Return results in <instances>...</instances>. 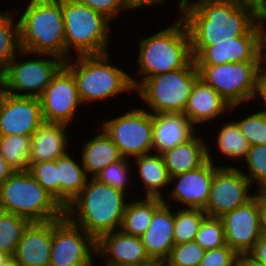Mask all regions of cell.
Here are the masks:
<instances>
[{
    "mask_svg": "<svg viewBox=\"0 0 266 266\" xmlns=\"http://www.w3.org/2000/svg\"><path fill=\"white\" fill-rule=\"evenodd\" d=\"M195 242L204 250L225 246V230L221 217L206 216L196 234Z\"/></svg>",
    "mask_w": 266,
    "mask_h": 266,
    "instance_id": "obj_38",
    "label": "cell"
},
{
    "mask_svg": "<svg viewBox=\"0 0 266 266\" xmlns=\"http://www.w3.org/2000/svg\"><path fill=\"white\" fill-rule=\"evenodd\" d=\"M167 1L168 0H128L130 12H131V10H133V12H134V10L136 11V9L139 10V8L143 9V8L149 7V6H151V8L153 6H155V7L157 6V8H158V6H161V5L164 6V3H167ZM190 2H191V0H178L177 3H175V4H177L176 5L178 8L177 11L179 12L177 19L183 18L185 11H186V8L190 4Z\"/></svg>",
    "mask_w": 266,
    "mask_h": 266,
    "instance_id": "obj_43",
    "label": "cell"
},
{
    "mask_svg": "<svg viewBox=\"0 0 266 266\" xmlns=\"http://www.w3.org/2000/svg\"><path fill=\"white\" fill-rule=\"evenodd\" d=\"M263 62H230L218 65H196L199 78L211 86L229 105H248L260 91ZM256 99V100H255Z\"/></svg>",
    "mask_w": 266,
    "mask_h": 266,
    "instance_id": "obj_9",
    "label": "cell"
},
{
    "mask_svg": "<svg viewBox=\"0 0 266 266\" xmlns=\"http://www.w3.org/2000/svg\"><path fill=\"white\" fill-rule=\"evenodd\" d=\"M261 211V191H258L246 204L221 217L226 244L237 254L249 253L261 237Z\"/></svg>",
    "mask_w": 266,
    "mask_h": 266,
    "instance_id": "obj_15",
    "label": "cell"
},
{
    "mask_svg": "<svg viewBox=\"0 0 266 266\" xmlns=\"http://www.w3.org/2000/svg\"><path fill=\"white\" fill-rule=\"evenodd\" d=\"M110 54L72 56L64 62L74 76L84 106L134 92L129 71L112 65Z\"/></svg>",
    "mask_w": 266,
    "mask_h": 266,
    "instance_id": "obj_5",
    "label": "cell"
},
{
    "mask_svg": "<svg viewBox=\"0 0 266 266\" xmlns=\"http://www.w3.org/2000/svg\"><path fill=\"white\" fill-rule=\"evenodd\" d=\"M241 164L246 165V168L243 165L240 170L250 181L255 191L266 190V145L250 146L247 157Z\"/></svg>",
    "mask_w": 266,
    "mask_h": 266,
    "instance_id": "obj_36",
    "label": "cell"
},
{
    "mask_svg": "<svg viewBox=\"0 0 266 266\" xmlns=\"http://www.w3.org/2000/svg\"><path fill=\"white\" fill-rule=\"evenodd\" d=\"M204 253L195 241L175 244L164 263L167 266H199Z\"/></svg>",
    "mask_w": 266,
    "mask_h": 266,
    "instance_id": "obj_39",
    "label": "cell"
},
{
    "mask_svg": "<svg viewBox=\"0 0 266 266\" xmlns=\"http://www.w3.org/2000/svg\"><path fill=\"white\" fill-rule=\"evenodd\" d=\"M31 136H0V153L14 171H28L30 165Z\"/></svg>",
    "mask_w": 266,
    "mask_h": 266,
    "instance_id": "obj_32",
    "label": "cell"
},
{
    "mask_svg": "<svg viewBox=\"0 0 266 266\" xmlns=\"http://www.w3.org/2000/svg\"><path fill=\"white\" fill-rule=\"evenodd\" d=\"M218 168V165L208 160L199 168L170 178V185L173 187L166 193L163 202L174 205L173 207L179 204V208L204 209L208 203L211 183Z\"/></svg>",
    "mask_w": 266,
    "mask_h": 266,
    "instance_id": "obj_16",
    "label": "cell"
},
{
    "mask_svg": "<svg viewBox=\"0 0 266 266\" xmlns=\"http://www.w3.org/2000/svg\"><path fill=\"white\" fill-rule=\"evenodd\" d=\"M152 152L162 153L188 140L197 130L183 113L152 114Z\"/></svg>",
    "mask_w": 266,
    "mask_h": 266,
    "instance_id": "obj_24",
    "label": "cell"
},
{
    "mask_svg": "<svg viewBox=\"0 0 266 266\" xmlns=\"http://www.w3.org/2000/svg\"><path fill=\"white\" fill-rule=\"evenodd\" d=\"M72 155L74 154L70 153L69 150L56 159L58 168V202L64 209L80 194L89 178L81 159L77 161L74 157L78 156L72 157Z\"/></svg>",
    "mask_w": 266,
    "mask_h": 266,
    "instance_id": "obj_29",
    "label": "cell"
},
{
    "mask_svg": "<svg viewBox=\"0 0 266 266\" xmlns=\"http://www.w3.org/2000/svg\"><path fill=\"white\" fill-rule=\"evenodd\" d=\"M1 266H20L14 255H9Z\"/></svg>",
    "mask_w": 266,
    "mask_h": 266,
    "instance_id": "obj_50",
    "label": "cell"
},
{
    "mask_svg": "<svg viewBox=\"0 0 266 266\" xmlns=\"http://www.w3.org/2000/svg\"><path fill=\"white\" fill-rule=\"evenodd\" d=\"M133 172L137 175V179H140L139 185L136 186H144L142 188L144 190L143 197H158L164 198L165 190L168 191L170 188V176L168 174L167 168L164 163V159L162 154L151 152L148 154L136 156L131 159ZM168 187V188H167ZM167 188V189H166Z\"/></svg>",
    "mask_w": 266,
    "mask_h": 266,
    "instance_id": "obj_27",
    "label": "cell"
},
{
    "mask_svg": "<svg viewBox=\"0 0 266 266\" xmlns=\"http://www.w3.org/2000/svg\"><path fill=\"white\" fill-rule=\"evenodd\" d=\"M15 8L0 11V71L21 51L19 23Z\"/></svg>",
    "mask_w": 266,
    "mask_h": 266,
    "instance_id": "obj_31",
    "label": "cell"
},
{
    "mask_svg": "<svg viewBox=\"0 0 266 266\" xmlns=\"http://www.w3.org/2000/svg\"><path fill=\"white\" fill-rule=\"evenodd\" d=\"M261 100V101H259ZM258 101L260 102V106H264L266 108V64L263 63L260 71V91Z\"/></svg>",
    "mask_w": 266,
    "mask_h": 266,
    "instance_id": "obj_46",
    "label": "cell"
},
{
    "mask_svg": "<svg viewBox=\"0 0 266 266\" xmlns=\"http://www.w3.org/2000/svg\"><path fill=\"white\" fill-rule=\"evenodd\" d=\"M207 216L200 208H174L175 244L195 241L200 225Z\"/></svg>",
    "mask_w": 266,
    "mask_h": 266,
    "instance_id": "obj_33",
    "label": "cell"
},
{
    "mask_svg": "<svg viewBox=\"0 0 266 266\" xmlns=\"http://www.w3.org/2000/svg\"><path fill=\"white\" fill-rule=\"evenodd\" d=\"M135 197L129 199L120 230L127 235L141 237L152 221L154 211L163 203L158 197Z\"/></svg>",
    "mask_w": 266,
    "mask_h": 266,
    "instance_id": "obj_30",
    "label": "cell"
},
{
    "mask_svg": "<svg viewBox=\"0 0 266 266\" xmlns=\"http://www.w3.org/2000/svg\"><path fill=\"white\" fill-rule=\"evenodd\" d=\"M195 65L232 62H263L261 35H243L205 47L195 58Z\"/></svg>",
    "mask_w": 266,
    "mask_h": 266,
    "instance_id": "obj_19",
    "label": "cell"
},
{
    "mask_svg": "<svg viewBox=\"0 0 266 266\" xmlns=\"http://www.w3.org/2000/svg\"><path fill=\"white\" fill-rule=\"evenodd\" d=\"M174 207L162 203L153 214L147 231L140 237L144 249L153 261L164 262L173 246Z\"/></svg>",
    "mask_w": 266,
    "mask_h": 266,
    "instance_id": "obj_21",
    "label": "cell"
},
{
    "mask_svg": "<svg viewBox=\"0 0 266 266\" xmlns=\"http://www.w3.org/2000/svg\"><path fill=\"white\" fill-rule=\"evenodd\" d=\"M52 220L31 222L18 242L15 257L20 266H49Z\"/></svg>",
    "mask_w": 266,
    "mask_h": 266,
    "instance_id": "obj_22",
    "label": "cell"
},
{
    "mask_svg": "<svg viewBox=\"0 0 266 266\" xmlns=\"http://www.w3.org/2000/svg\"><path fill=\"white\" fill-rule=\"evenodd\" d=\"M198 78V68L192 59L184 68L147 78L134 92L143 100L144 109L152 114L183 113Z\"/></svg>",
    "mask_w": 266,
    "mask_h": 266,
    "instance_id": "obj_8",
    "label": "cell"
},
{
    "mask_svg": "<svg viewBox=\"0 0 266 266\" xmlns=\"http://www.w3.org/2000/svg\"><path fill=\"white\" fill-rule=\"evenodd\" d=\"M8 256L9 254L0 250V266L4 263Z\"/></svg>",
    "mask_w": 266,
    "mask_h": 266,
    "instance_id": "obj_51",
    "label": "cell"
},
{
    "mask_svg": "<svg viewBox=\"0 0 266 266\" xmlns=\"http://www.w3.org/2000/svg\"><path fill=\"white\" fill-rule=\"evenodd\" d=\"M173 21L170 26L137 41V68L135 75L130 73L134 90L147 78L184 68L193 59L185 22Z\"/></svg>",
    "mask_w": 266,
    "mask_h": 266,
    "instance_id": "obj_2",
    "label": "cell"
},
{
    "mask_svg": "<svg viewBox=\"0 0 266 266\" xmlns=\"http://www.w3.org/2000/svg\"><path fill=\"white\" fill-rule=\"evenodd\" d=\"M226 122L223 118V121L221 120V122H224L218 129V132L216 131L215 134H217V137L215 135L214 137V141L216 142H212L216 143L214 146H212V144L210 145V141L207 142V159L212 162L213 164L216 163V165H218L219 167H225L226 163L223 164V162H221L222 158L224 157L227 161H231L232 163L234 162V160L237 162L236 164L239 165L240 162L243 163V161L245 160V158L247 157L248 154V150L250 149V144L247 141V139L241 134L239 126L237 124V122L235 121L236 117L233 118L232 120L225 118ZM217 138V139H216ZM210 145V146H209ZM217 145V146H216ZM213 148H210V147ZM213 149H215L216 151H218L217 153L219 155H222V158L220 159L219 162H216L215 157H221L218 156L216 154L213 155L212 152ZM222 165H221V163ZM218 163V164H217Z\"/></svg>",
    "mask_w": 266,
    "mask_h": 266,
    "instance_id": "obj_26",
    "label": "cell"
},
{
    "mask_svg": "<svg viewBox=\"0 0 266 266\" xmlns=\"http://www.w3.org/2000/svg\"><path fill=\"white\" fill-rule=\"evenodd\" d=\"M238 254L227 244L220 248L205 250L199 266H236Z\"/></svg>",
    "mask_w": 266,
    "mask_h": 266,
    "instance_id": "obj_42",
    "label": "cell"
},
{
    "mask_svg": "<svg viewBox=\"0 0 266 266\" xmlns=\"http://www.w3.org/2000/svg\"><path fill=\"white\" fill-rule=\"evenodd\" d=\"M261 0H192L185 22L194 59L205 47L243 35H261Z\"/></svg>",
    "mask_w": 266,
    "mask_h": 266,
    "instance_id": "obj_1",
    "label": "cell"
},
{
    "mask_svg": "<svg viewBox=\"0 0 266 266\" xmlns=\"http://www.w3.org/2000/svg\"><path fill=\"white\" fill-rule=\"evenodd\" d=\"M1 91H2V78H1V71H0V94H1Z\"/></svg>",
    "mask_w": 266,
    "mask_h": 266,
    "instance_id": "obj_53",
    "label": "cell"
},
{
    "mask_svg": "<svg viewBox=\"0 0 266 266\" xmlns=\"http://www.w3.org/2000/svg\"><path fill=\"white\" fill-rule=\"evenodd\" d=\"M15 11L19 18L20 49L53 55L66 62L64 20L61 0H29ZM23 11V12H22ZM19 12V14H18Z\"/></svg>",
    "mask_w": 266,
    "mask_h": 266,
    "instance_id": "obj_4",
    "label": "cell"
},
{
    "mask_svg": "<svg viewBox=\"0 0 266 266\" xmlns=\"http://www.w3.org/2000/svg\"><path fill=\"white\" fill-rule=\"evenodd\" d=\"M104 15L111 22L115 17H120L126 11H130L128 0H76ZM124 12V13H123Z\"/></svg>",
    "mask_w": 266,
    "mask_h": 266,
    "instance_id": "obj_41",
    "label": "cell"
},
{
    "mask_svg": "<svg viewBox=\"0 0 266 266\" xmlns=\"http://www.w3.org/2000/svg\"><path fill=\"white\" fill-rule=\"evenodd\" d=\"M61 10L66 61L75 55H101L111 52L109 43L114 22L76 0H61Z\"/></svg>",
    "mask_w": 266,
    "mask_h": 266,
    "instance_id": "obj_6",
    "label": "cell"
},
{
    "mask_svg": "<svg viewBox=\"0 0 266 266\" xmlns=\"http://www.w3.org/2000/svg\"><path fill=\"white\" fill-rule=\"evenodd\" d=\"M44 122L72 125L82 106L72 72L63 65L39 97Z\"/></svg>",
    "mask_w": 266,
    "mask_h": 266,
    "instance_id": "obj_14",
    "label": "cell"
},
{
    "mask_svg": "<svg viewBox=\"0 0 266 266\" xmlns=\"http://www.w3.org/2000/svg\"><path fill=\"white\" fill-rule=\"evenodd\" d=\"M261 203H262V211H261L260 229H261V236L266 238V190L261 191Z\"/></svg>",
    "mask_w": 266,
    "mask_h": 266,
    "instance_id": "obj_48",
    "label": "cell"
},
{
    "mask_svg": "<svg viewBox=\"0 0 266 266\" xmlns=\"http://www.w3.org/2000/svg\"><path fill=\"white\" fill-rule=\"evenodd\" d=\"M0 210L30 222L61 219L65 209L28 171L13 172L0 185Z\"/></svg>",
    "mask_w": 266,
    "mask_h": 266,
    "instance_id": "obj_7",
    "label": "cell"
},
{
    "mask_svg": "<svg viewBox=\"0 0 266 266\" xmlns=\"http://www.w3.org/2000/svg\"><path fill=\"white\" fill-rule=\"evenodd\" d=\"M95 258L96 240L91 235L66 215L52 220L49 266H96Z\"/></svg>",
    "mask_w": 266,
    "mask_h": 266,
    "instance_id": "obj_12",
    "label": "cell"
},
{
    "mask_svg": "<svg viewBox=\"0 0 266 266\" xmlns=\"http://www.w3.org/2000/svg\"><path fill=\"white\" fill-rule=\"evenodd\" d=\"M258 24L261 31V54L262 61L266 64V5L261 1Z\"/></svg>",
    "mask_w": 266,
    "mask_h": 266,
    "instance_id": "obj_44",
    "label": "cell"
},
{
    "mask_svg": "<svg viewBox=\"0 0 266 266\" xmlns=\"http://www.w3.org/2000/svg\"><path fill=\"white\" fill-rule=\"evenodd\" d=\"M132 165V166H131ZM133 164L131 159L123 157L122 159L109 164L105 167L102 171H100L94 179L99 181L100 183L107 184L110 187L120 190L123 193L129 195L130 193L127 192L131 184L133 178ZM132 176H131V174ZM130 179V180H129Z\"/></svg>",
    "mask_w": 266,
    "mask_h": 266,
    "instance_id": "obj_35",
    "label": "cell"
},
{
    "mask_svg": "<svg viewBox=\"0 0 266 266\" xmlns=\"http://www.w3.org/2000/svg\"><path fill=\"white\" fill-rule=\"evenodd\" d=\"M198 132L199 130L185 142L161 153L170 178L199 168L208 161V136H197Z\"/></svg>",
    "mask_w": 266,
    "mask_h": 266,
    "instance_id": "obj_25",
    "label": "cell"
},
{
    "mask_svg": "<svg viewBox=\"0 0 266 266\" xmlns=\"http://www.w3.org/2000/svg\"><path fill=\"white\" fill-rule=\"evenodd\" d=\"M30 223L24 217L0 210V250L15 255L18 242Z\"/></svg>",
    "mask_w": 266,
    "mask_h": 266,
    "instance_id": "obj_34",
    "label": "cell"
},
{
    "mask_svg": "<svg viewBox=\"0 0 266 266\" xmlns=\"http://www.w3.org/2000/svg\"><path fill=\"white\" fill-rule=\"evenodd\" d=\"M256 194L257 191H254L240 168L235 164H228L216 170L209 200L203 210L207 216L222 217L225 213L246 204Z\"/></svg>",
    "mask_w": 266,
    "mask_h": 266,
    "instance_id": "obj_13",
    "label": "cell"
},
{
    "mask_svg": "<svg viewBox=\"0 0 266 266\" xmlns=\"http://www.w3.org/2000/svg\"><path fill=\"white\" fill-rule=\"evenodd\" d=\"M63 65L56 56L21 50L1 71L2 89L14 96L39 98Z\"/></svg>",
    "mask_w": 266,
    "mask_h": 266,
    "instance_id": "obj_10",
    "label": "cell"
},
{
    "mask_svg": "<svg viewBox=\"0 0 266 266\" xmlns=\"http://www.w3.org/2000/svg\"><path fill=\"white\" fill-rule=\"evenodd\" d=\"M135 107L99 123L121 155L129 159L152 152V113L141 106Z\"/></svg>",
    "mask_w": 266,
    "mask_h": 266,
    "instance_id": "obj_11",
    "label": "cell"
},
{
    "mask_svg": "<svg viewBox=\"0 0 266 266\" xmlns=\"http://www.w3.org/2000/svg\"><path fill=\"white\" fill-rule=\"evenodd\" d=\"M129 196L94 178H88L80 194L65 209V215L95 240L121 228Z\"/></svg>",
    "mask_w": 266,
    "mask_h": 266,
    "instance_id": "obj_3",
    "label": "cell"
},
{
    "mask_svg": "<svg viewBox=\"0 0 266 266\" xmlns=\"http://www.w3.org/2000/svg\"><path fill=\"white\" fill-rule=\"evenodd\" d=\"M5 158L0 153V185L13 173Z\"/></svg>",
    "mask_w": 266,
    "mask_h": 266,
    "instance_id": "obj_49",
    "label": "cell"
},
{
    "mask_svg": "<svg viewBox=\"0 0 266 266\" xmlns=\"http://www.w3.org/2000/svg\"><path fill=\"white\" fill-rule=\"evenodd\" d=\"M28 172L58 201V168L56 160L30 163Z\"/></svg>",
    "mask_w": 266,
    "mask_h": 266,
    "instance_id": "obj_40",
    "label": "cell"
},
{
    "mask_svg": "<svg viewBox=\"0 0 266 266\" xmlns=\"http://www.w3.org/2000/svg\"><path fill=\"white\" fill-rule=\"evenodd\" d=\"M68 128L70 125L54 122L39 126L31 135L30 163L54 161L67 153L71 143Z\"/></svg>",
    "mask_w": 266,
    "mask_h": 266,
    "instance_id": "obj_23",
    "label": "cell"
},
{
    "mask_svg": "<svg viewBox=\"0 0 266 266\" xmlns=\"http://www.w3.org/2000/svg\"><path fill=\"white\" fill-rule=\"evenodd\" d=\"M105 266H139L152 260L146 254L141 238L121 230L103 234L96 240V259ZM104 258V259H103Z\"/></svg>",
    "mask_w": 266,
    "mask_h": 266,
    "instance_id": "obj_18",
    "label": "cell"
},
{
    "mask_svg": "<svg viewBox=\"0 0 266 266\" xmlns=\"http://www.w3.org/2000/svg\"><path fill=\"white\" fill-rule=\"evenodd\" d=\"M236 266H265L253 258L249 253L238 254Z\"/></svg>",
    "mask_w": 266,
    "mask_h": 266,
    "instance_id": "obj_47",
    "label": "cell"
},
{
    "mask_svg": "<svg viewBox=\"0 0 266 266\" xmlns=\"http://www.w3.org/2000/svg\"><path fill=\"white\" fill-rule=\"evenodd\" d=\"M249 254L266 266V238L261 236Z\"/></svg>",
    "mask_w": 266,
    "mask_h": 266,
    "instance_id": "obj_45",
    "label": "cell"
},
{
    "mask_svg": "<svg viewBox=\"0 0 266 266\" xmlns=\"http://www.w3.org/2000/svg\"><path fill=\"white\" fill-rule=\"evenodd\" d=\"M237 117L235 120L241 134L247 139L250 146L266 145V108ZM253 113V114H252ZM240 118V119H239Z\"/></svg>",
    "mask_w": 266,
    "mask_h": 266,
    "instance_id": "obj_37",
    "label": "cell"
},
{
    "mask_svg": "<svg viewBox=\"0 0 266 266\" xmlns=\"http://www.w3.org/2000/svg\"><path fill=\"white\" fill-rule=\"evenodd\" d=\"M239 107L242 106L230 107L211 86L198 78L191 90L183 114L196 129L202 130L201 125L209 124L211 126V121L215 122L214 120L221 119V117L224 118L223 115L226 114L225 116H227L232 111H236V109L240 111Z\"/></svg>",
    "mask_w": 266,
    "mask_h": 266,
    "instance_id": "obj_20",
    "label": "cell"
},
{
    "mask_svg": "<svg viewBox=\"0 0 266 266\" xmlns=\"http://www.w3.org/2000/svg\"><path fill=\"white\" fill-rule=\"evenodd\" d=\"M44 123L40 99L1 91L0 136H31Z\"/></svg>",
    "mask_w": 266,
    "mask_h": 266,
    "instance_id": "obj_17",
    "label": "cell"
},
{
    "mask_svg": "<svg viewBox=\"0 0 266 266\" xmlns=\"http://www.w3.org/2000/svg\"><path fill=\"white\" fill-rule=\"evenodd\" d=\"M139 266H162V262H158V261H151L147 264H143V265H139Z\"/></svg>",
    "mask_w": 266,
    "mask_h": 266,
    "instance_id": "obj_52",
    "label": "cell"
},
{
    "mask_svg": "<svg viewBox=\"0 0 266 266\" xmlns=\"http://www.w3.org/2000/svg\"><path fill=\"white\" fill-rule=\"evenodd\" d=\"M97 132L92 138L83 142L81 146L80 159L85 172L89 178H94L109 164L123 158L120 151L111 138L101 128L97 127ZM99 130V131H98Z\"/></svg>",
    "mask_w": 266,
    "mask_h": 266,
    "instance_id": "obj_28",
    "label": "cell"
}]
</instances>
